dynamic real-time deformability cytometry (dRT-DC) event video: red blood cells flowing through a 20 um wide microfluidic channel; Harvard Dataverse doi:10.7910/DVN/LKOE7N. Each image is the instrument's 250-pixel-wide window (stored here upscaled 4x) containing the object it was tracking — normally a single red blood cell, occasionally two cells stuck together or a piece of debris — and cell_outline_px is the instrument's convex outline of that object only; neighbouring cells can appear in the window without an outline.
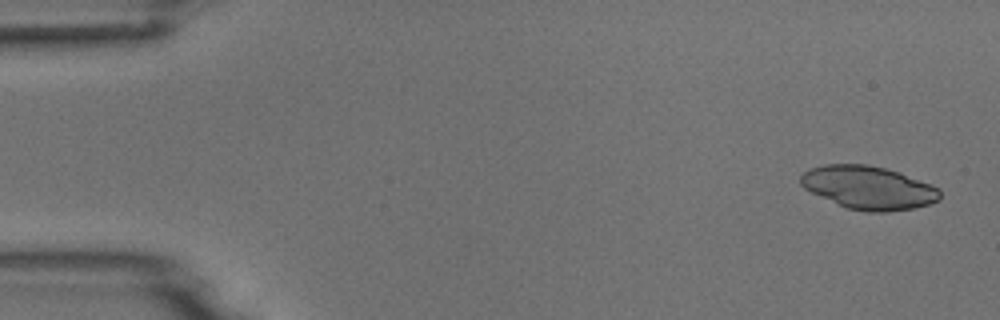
{"species": "common noctule bat (a hibernating species)", "species_latin": "Nyctalus noctula", "temperature_condition": "room temperature", "stored_images_in_passage": 6, "camera_frame_rate_fps": 3000, "um_per_image_px": 0.085, "animal": {"sex": "male", "body_mass_g": 18.8}, "frame": {"image": 1, "passage_image": 1, "time_ms": 0.0, "image_size_px": [1000, 320], "cell_outline_px": [[940, 200], [928, 204], [912, 208], [884, 212], [868, 212], [848, 208], [812, 192], [804, 188], [800, 184], [800, 176], [808, 168], [824, 164], [868, 164], [900, 172], [932, 184], [940, 188]], "centroid_in_image_um": [73.84, 15.93], "position_along_channel_um": 11.2, "area_um2": 35.03}}